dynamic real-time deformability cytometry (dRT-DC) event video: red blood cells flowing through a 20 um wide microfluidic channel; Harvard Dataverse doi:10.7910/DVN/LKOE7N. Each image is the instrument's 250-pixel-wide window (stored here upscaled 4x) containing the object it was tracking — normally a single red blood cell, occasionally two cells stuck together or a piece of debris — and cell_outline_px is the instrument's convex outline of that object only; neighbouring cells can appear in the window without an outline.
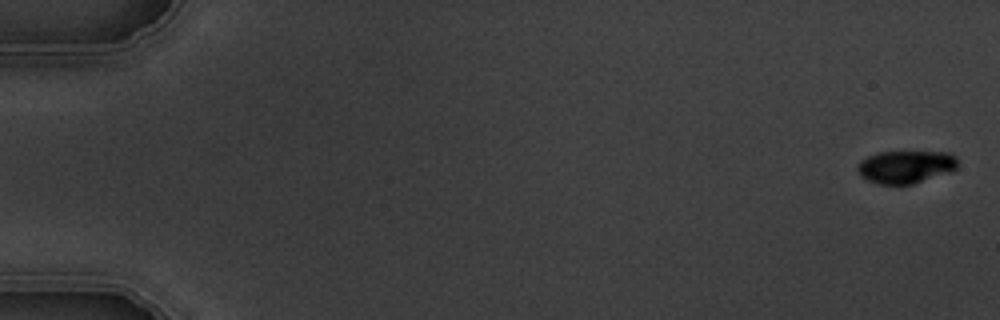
{"species": "common noctule bat (a hibernating species)", "species_latin": "Nyctalus noctula", "temperature_condition": "warm", "stored_images_in_passage": 5, "camera_frame_rate_fps": 3000, "um_per_image_px": 0.085, "animal": {"sex": "male", "body_mass_g": 19.5, "forearm_length_mm": 54.6}, "frame": {"image": 1, "passage_image": 1, "time_ms": 0.0, "image_size_px": [1000, 320], "cell_outline_px": [[956, 168], [948, 172], [912, 184], [876, 184], [860, 176], [856, 168], [860, 160], [868, 156], [880, 152], [948, 152], [956, 156]], "centroid_in_image_um": [76.93, 14.17], "position_along_channel_um": 8.1, "area_um2": 18.96}}
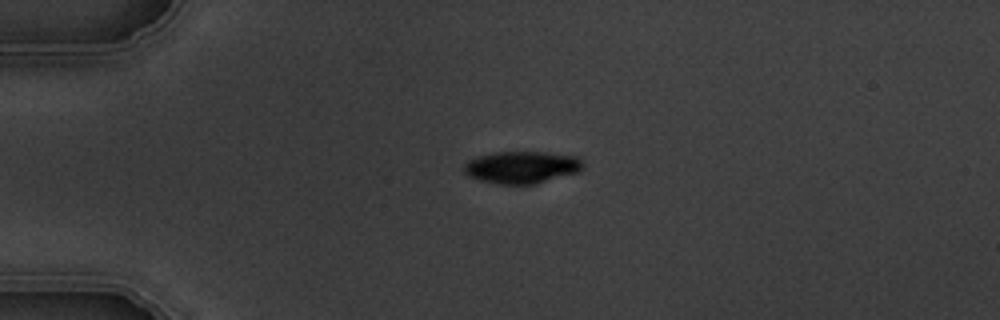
{"frame": {"image": 2, "passage_image": 4, "time_ms": 4.333, "image_size_px": [1000, 320], "cell_outline_px": [[584, 164], [580, 172], [536, 184], [500, 184], [480, 180], [468, 176], [460, 168], [468, 160], [480, 156], [496, 152], [548, 152], [576, 156]], "centroid_in_image_um": [44.35, 14.22], "position_along_channel_um": 40.6, "area_um2": 22.48}}